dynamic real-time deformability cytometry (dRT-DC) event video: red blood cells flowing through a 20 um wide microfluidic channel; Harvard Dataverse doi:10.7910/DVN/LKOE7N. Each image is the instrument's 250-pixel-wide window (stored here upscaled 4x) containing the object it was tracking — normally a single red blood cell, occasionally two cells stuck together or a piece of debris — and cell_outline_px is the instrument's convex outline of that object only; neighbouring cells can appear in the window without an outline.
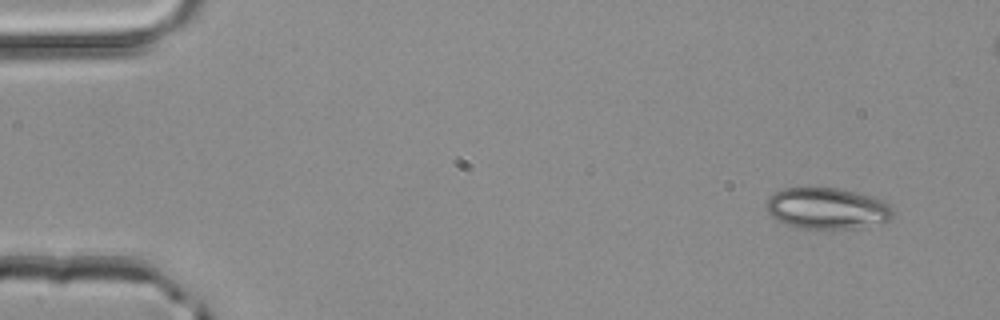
{"species": "common noctule bat (a hibernating species)", "species_latin": "Nyctalus noctula", "temperature_condition": "room temperature", "stored_images_in_passage": 3, "camera_frame_rate_fps": 3000, "um_per_image_px": 0.085, "animal": {"sex": "male", "body_mass_g": 20.4}, "frame": {"image": 1, "passage_image": 1, "time_ms": 0.0, "image_size_px": [1000, 320], "cell_outline_px": [[892, 220], [884, 224], [852, 228], [796, 228], [784, 224], [776, 220], [768, 212], [764, 204], [768, 196], [784, 188], [840, 188], [876, 196], [884, 200], [888, 204], [892, 212]], "centroid_in_image_um": [70.32, 17.71], "position_along_channel_um": 14.7, "area_um2": 30.98}}